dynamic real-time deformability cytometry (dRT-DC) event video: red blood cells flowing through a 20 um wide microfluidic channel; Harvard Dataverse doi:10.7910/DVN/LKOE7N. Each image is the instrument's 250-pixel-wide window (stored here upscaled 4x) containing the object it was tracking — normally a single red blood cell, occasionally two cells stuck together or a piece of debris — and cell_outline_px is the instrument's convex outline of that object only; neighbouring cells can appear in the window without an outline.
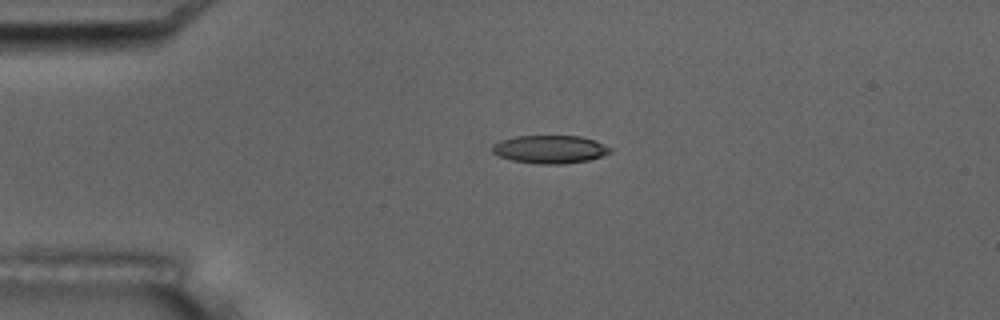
{"species": "common noctule bat (a hibernating species)", "species_latin": "Nyctalus noctula", "temperature_condition": "room temperature", "stored_images_in_passage": 6, "camera_frame_rate_fps": 3000, "um_per_image_px": 0.085, "animal": {"sex": "male", "body_mass_g": 17.5, "forearm_length_mm": 52.3}, "frame": {"image": 1, "passage_image": 4, "time_ms": 3.667, "image_size_px": [1000, 320], "cell_outline_px": [[612, 152], [588, 160], [564, 164], [540, 164], [512, 160], [500, 156], [492, 152], [492, 144], [500, 140], [516, 136], [580, 136], [596, 140], [612, 148]], "centroid_in_image_um": [46.75, 12.68], "position_along_channel_um": 38.2, "area_um2": 19.31}}
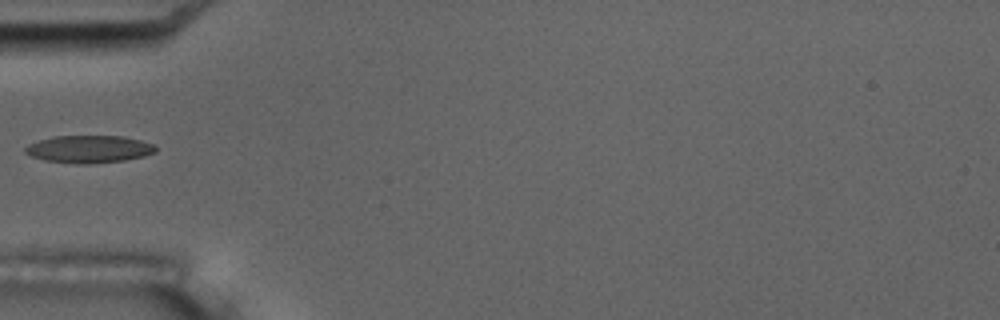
{"frame": {"image": 2, "passage_image": 6, "time_ms": 5.667, "image_size_px": [1000, 320], "cell_outline_px": [[156, 152], [144, 156], [124, 160], [88, 164], [76, 164], [44, 160], [32, 156], [24, 152], [24, 148], [28, 144], [52, 136], [120, 136], [140, 140], [152, 144], [156, 148]], "centroid_in_image_um": [7.54, 12.68], "position_along_channel_um": 77.5, "area_um2": 20.81}}